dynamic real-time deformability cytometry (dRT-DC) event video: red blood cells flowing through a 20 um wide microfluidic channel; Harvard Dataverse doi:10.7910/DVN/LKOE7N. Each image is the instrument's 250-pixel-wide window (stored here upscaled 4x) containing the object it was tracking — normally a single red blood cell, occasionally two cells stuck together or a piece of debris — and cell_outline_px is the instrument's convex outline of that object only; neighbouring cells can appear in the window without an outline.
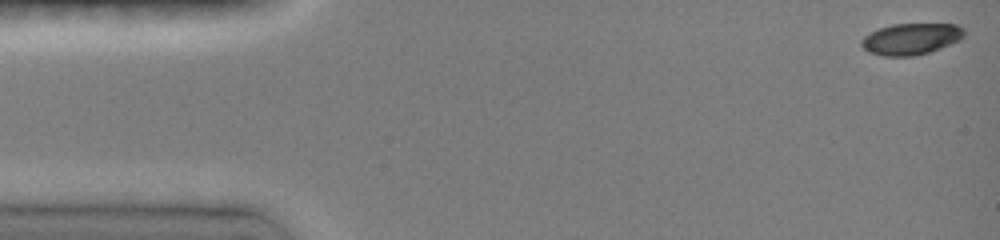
{"species": "common noctule bat (a hibernating species)", "species_latin": "Nyctalus noctula", "temperature_condition": "room temperature", "stored_images_in_passage": 38, "camera_frame_rate_fps": 3000, "um_per_image_px": 0.085, "animal": {"sex": "female", "body_mass_g": 19.0, "forearm_length_mm": 51.5}, "frame": {"image": 1, "passage_image": 1, "time_ms": 0.0, "image_size_px": [1000, 240], "cell_outline_px": [[964, 36], [960, 40], [940, 48], [928, 52], [912, 56], [884, 56], [868, 52], [860, 44], [860, 40], [864, 36], [880, 28], [892, 24], [956, 24], [964, 28]], "centroid_in_image_um": [77.43, 3.31], "position_along_channel_um": 7.6, "area_um2": 18.73}}
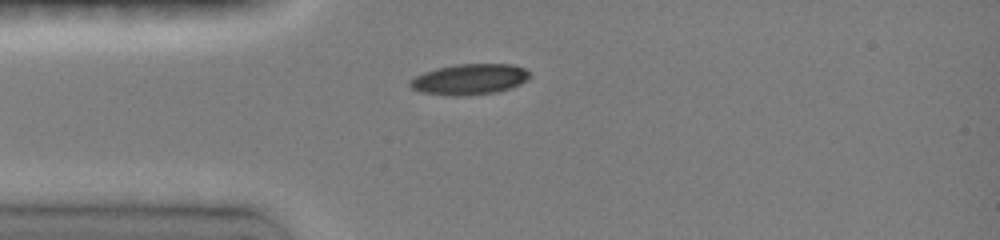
{"frame": {"image": 2, "passage_image": 22, "time_ms": 3.667, "image_size_px": [1000, 240], "cell_outline_px": [[528, 76], [520, 84], [512, 88], [496, 92], [460, 96], [452, 96], [424, 92], [412, 88], [408, 84], [408, 80], [424, 72], [436, 68], [456, 64], [512, 64], [524, 68], [528, 72]], "centroid_in_image_um": [39.88, 6.73], "position_along_channel_um": 45.1, "area_um2": 21.27}}
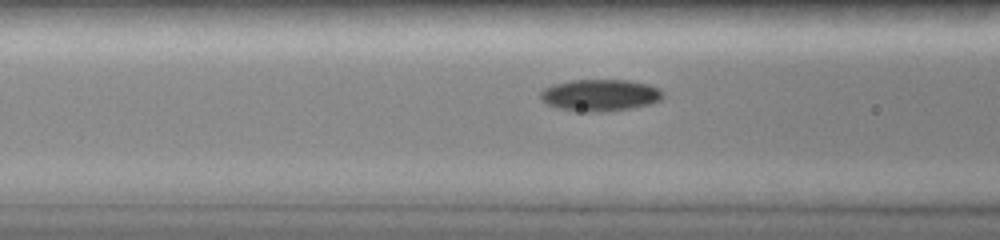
{"frame": {"image": 3, "passage_image": 27, "time_ms": 5.667, "image_size_px": [1000, 240], "cell_outline_px": [[664, 96], [660, 100], [652, 104], [632, 108], [600, 112], [576, 112], [556, 108], [540, 100], [540, 92], [544, 88], [552, 84], [568, 80], [632, 80], [648, 84], [660, 88], [664, 92]], "centroid_in_image_um": [51.0, 8.09], "position_along_channel_um": 115.6, "area_um2": 23.24}}